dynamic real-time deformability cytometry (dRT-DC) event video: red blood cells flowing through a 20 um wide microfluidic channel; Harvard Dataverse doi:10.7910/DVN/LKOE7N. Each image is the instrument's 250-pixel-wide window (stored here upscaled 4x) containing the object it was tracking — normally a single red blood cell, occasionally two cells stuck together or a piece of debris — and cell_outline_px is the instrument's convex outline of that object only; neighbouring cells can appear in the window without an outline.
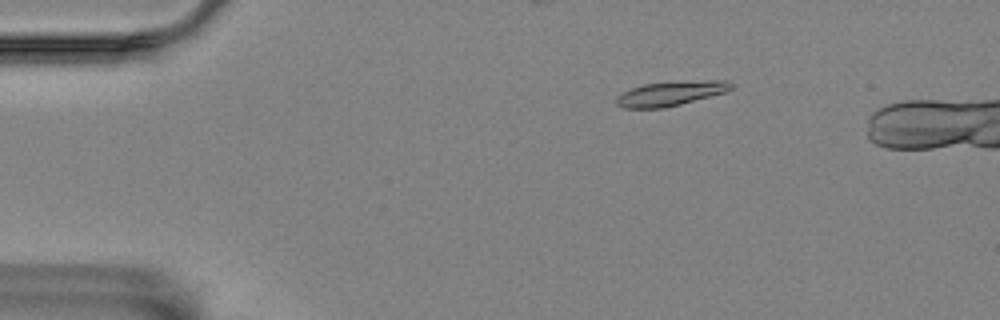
{"species": "Egyptian fruit bat (a non-hibernating species)", "species_latin": "Rousettus aegyptiacus", "temperature_condition": "room temperature", "stored_images_in_passage": 8, "camera_frame_rate_fps": 3000, "um_per_image_px": 0.085, "animal": {"sex": "female"}, "frame": {"image": 1, "passage_image": 1, "time_ms": 0.0, "image_size_px": [1000, 320], "cell_outline_px": [[736, 84], [732, 88], [724, 92], [680, 104], [664, 108], [624, 108], [616, 104], [616, 96], [632, 88], [644, 84], [708, 80], [728, 80]], "centroid_in_image_um": [57.02, 7.95], "position_along_channel_um": 28.0, "area_um2": 16.13}}